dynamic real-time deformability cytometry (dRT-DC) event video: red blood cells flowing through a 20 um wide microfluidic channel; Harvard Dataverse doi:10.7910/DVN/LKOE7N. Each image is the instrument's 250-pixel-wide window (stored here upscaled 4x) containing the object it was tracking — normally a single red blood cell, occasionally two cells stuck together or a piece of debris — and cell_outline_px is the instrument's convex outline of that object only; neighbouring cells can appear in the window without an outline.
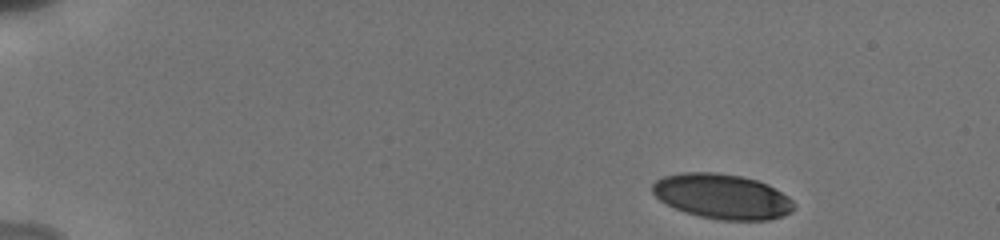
{"species": "human", "species_latin": "Homo sapiens", "temperature_condition": "cold", "stored_images_in_passage": 18, "camera_frame_rate_fps": 3000, "um_per_image_px": 0.085, "donor": {"sex": "male"}, "frame": {"image": 1, "passage_image": 1, "time_ms": 0.0, "image_size_px": [1000, 240], "cell_outline_px": [[796, 208], [792, 212], [784, 216], [768, 220], [720, 220], [700, 216], [684, 212], [660, 200], [652, 192], [652, 184], [656, 180], [664, 176], [680, 172], [716, 172], [740, 176], [756, 180], [768, 184], [788, 196], [796, 204]], "centroid_in_image_um": [61.42, 16.69], "position_along_channel_um": 23.6, "area_um2": 37.28}}
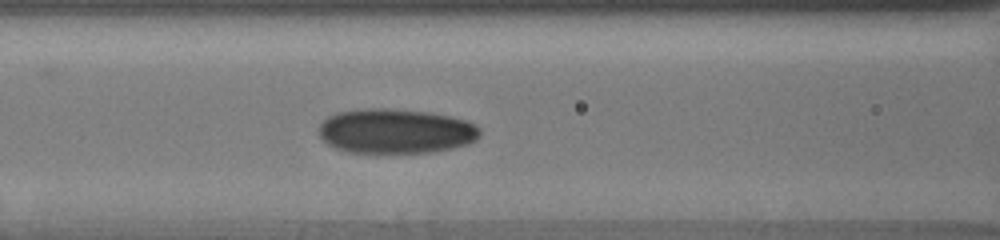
{"frame": {"image": 2, "passage_image": 13, "time_ms": 6.0, "image_size_px": [1000, 240], "cell_outline_px": [[480, 136], [476, 140], [468, 144], [452, 148], [432, 152], [376, 156], [348, 152], [336, 148], [328, 144], [320, 136], [320, 124], [328, 116], [336, 112], [364, 108], [388, 108], [428, 112], [452, 116], [468, 120], [476, 124], [480, 128]], "centroid_in_image_um": [33.65, 11.18], "position_along_channel_um": 133.0, "area_um2": 43.35}}
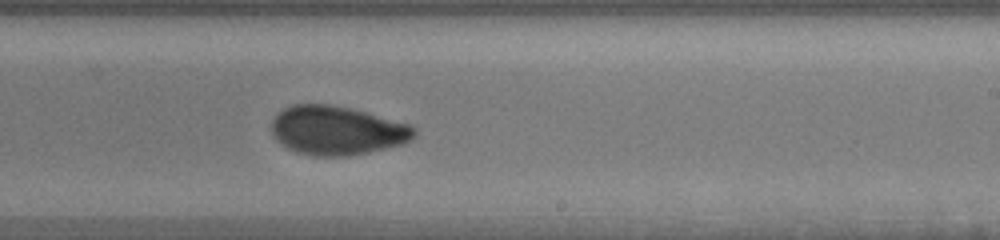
{"frame": {"image": 3, "passage_image": 18, "time_ms": 9.333, "image_size_px": [1000, 240], "cell_outline_px": [[416, 136], [412, 140], [404, 144], [368, 152], [348, 156], [312, 156], [296, 152], [280, 144], [272, 136], [272, 120], [276, 112], [292, 104], [332, 104], [352, 108], [408, 124], [416, 128]], "centroid_in_image_um": [28.62, 11.09], "position_along_channel_um": 260.4, "area_um2": 41.1}}